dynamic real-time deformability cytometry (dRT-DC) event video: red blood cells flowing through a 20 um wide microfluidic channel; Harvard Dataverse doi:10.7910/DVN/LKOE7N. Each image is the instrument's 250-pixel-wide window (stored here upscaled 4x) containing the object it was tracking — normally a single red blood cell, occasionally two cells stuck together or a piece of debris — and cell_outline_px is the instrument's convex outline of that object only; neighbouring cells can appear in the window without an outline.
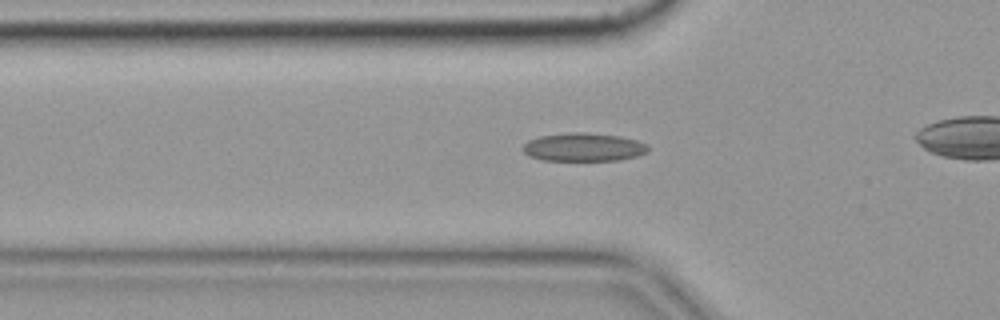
{"species": "common noctule bat (a hibernating species)", "species_latin": "Nyctalus noctula", "temperature_condition": "cold", "stored_images_in_passage": 29, "camera_frame_rate_fps": 3000, "um_per_image_px": 0.085, "animal": {"sex": "female", "body_mass_g": 19.9}, "frame": {"image": 1, "passage_image": 5, "time_ms": 1.333, "image_size_px": [1000, 320], "cell_outline_px": [[648, 152], [636, 156], [620, 160], [540, 160], [528, 156], [520, 148], [528, 140], [540, 136], [572, 132], [584, 132], [620, 136], [636, 140], [644, 144], [648, 148]], "centroid_in_image_um": [49.55, 12.51], "position_along_channel_um": 76.2, "area_um2": 20.63}}